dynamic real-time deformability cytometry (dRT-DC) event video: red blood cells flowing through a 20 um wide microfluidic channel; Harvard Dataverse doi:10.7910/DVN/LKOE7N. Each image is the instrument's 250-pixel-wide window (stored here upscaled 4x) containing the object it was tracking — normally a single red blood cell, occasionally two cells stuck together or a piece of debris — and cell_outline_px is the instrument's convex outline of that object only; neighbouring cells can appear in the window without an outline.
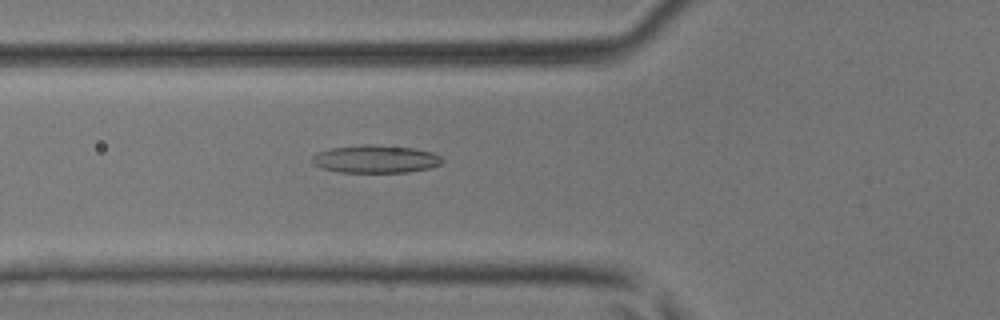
{"species": "common noctule bat (a hibernating species)", "species_latin": "Nyctalus noctula", "temperature_condition": "room temperature", "stored_images_in_passage": 49, "camera_frame_rate_fps": 3000, "um_per_image_px": 0.085, "animal": {"sex": "male", "body_mass_g": 17.9, "forearm_length_mm": 54.2}, "frame": {"image": 1, "passage_image": 18, "time_ms": 5.667, "image_size_px": [1000, 320], "cell_outline_px": [[444, 160], [440, 164], [428, 168], [408, 172], [340, 172], [320, 168], [312, 164], [312, 156], [316, 152], [332, 148], [364, 144], [372, 144], [412, 148], [432, 152], [440, 156]], "centroid_in_image_um": [31.88, 13.52], "position_along_channel_um": 93.9, "area_um2": 21.1}}
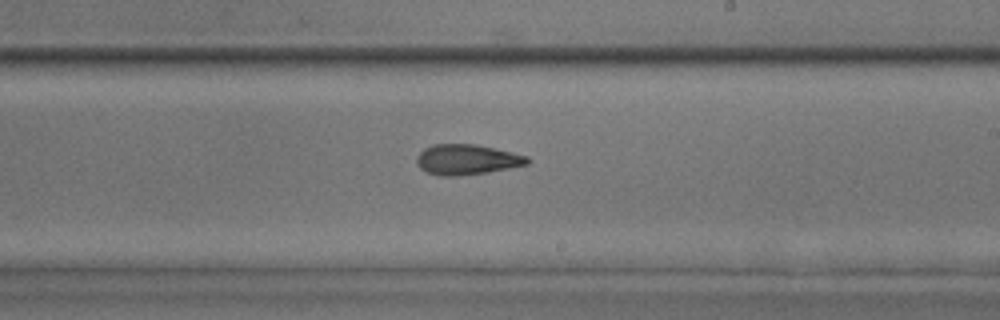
{"frame": {"image": 2, "passage_image": 29, "time_ms": 9.333, "image_size_px": [1000, 320], "cell_outline_px": [[532, 160], [528, 164], [488, 172], [456, 176], [440, 176], [428, 172], [420, 168], [416, 164], [416, 156], [424, 148], [432, 144], [476, 144], [512, 152], [528, 156]], "centroid_in_image_um": [39.67, 13.56], "position_along_channel_um": 249.3, "area_um2": 19.65}}
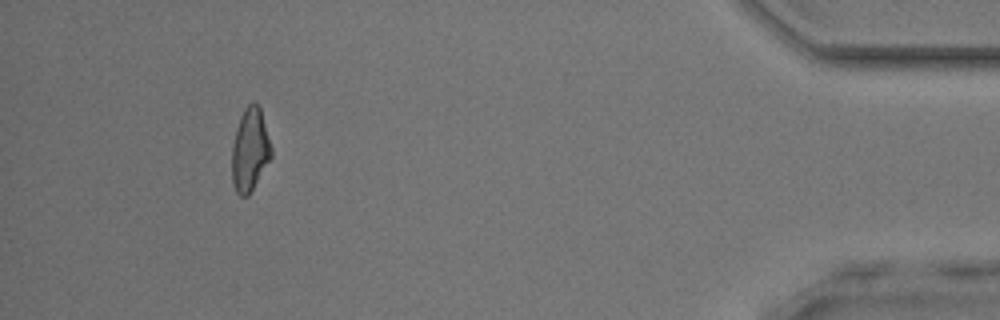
{"frame": {"image": 3, "passage_image": 45, "time_ms": 14.667, "image_size_px": [1000, 320], "cell_outline_px": [[272, 156], [248, 196], [240, 196], [236, 192], [232, 180], [232, 144], [236, 128], [240, 116], [244, 108], [252, 100], [260, 108], [272, 148]], "centroid_in_image_um": [21.23, 12.72], "position_along_channel_um": 414.0, "area_um2": 19.02}, "authors_computed_cell_mechanics": {"area_um2": 19.652, "velocity_mm_per_s": 4.2468, "shape_relaxation_time_tau1_ms": 10.2948, "shape_relaxation_time_tau2_ms": 2.2011, "deformation_change_tau1": 0.2436, "deformation_change_tau2": 0.1229}}